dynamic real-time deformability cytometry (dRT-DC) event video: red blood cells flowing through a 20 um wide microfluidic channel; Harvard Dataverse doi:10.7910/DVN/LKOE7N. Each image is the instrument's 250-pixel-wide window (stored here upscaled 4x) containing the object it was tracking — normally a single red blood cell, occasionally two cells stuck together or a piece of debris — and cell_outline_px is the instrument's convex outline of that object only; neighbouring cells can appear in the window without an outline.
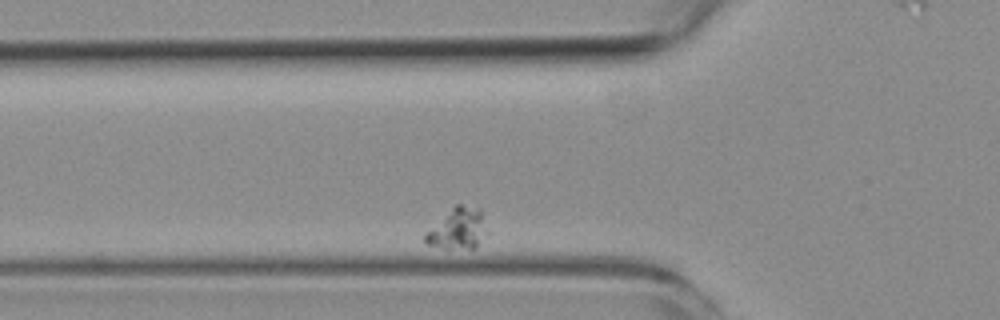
{"species": "common noctule bat (a hibernating species)", "species_latin": "Nyctalus noctula", "temperature_condition": "room temperature", "stored_images_in_passage": 3, "camera_frame_rate_fps": 3000, "um_per_image_px": 0.085, "animal": {"sex": "female", "body_mass_g": 19.3, "forearm_length_mm": 54.1}, "frame": {"image": 1, "passage_image": 2, "time_ms": 1.0, "image_size_px": [1000, 320], "cell_outline_px": [[488, 232], [476, 248], [444, 248], [424, 244], [424, 236], [456, 204], [460, 204], [480, 208]], "centroid_in_image_um": [38.97, 19.46], "position_along_channel_um": 86.8, "area_um2": 14.45}}